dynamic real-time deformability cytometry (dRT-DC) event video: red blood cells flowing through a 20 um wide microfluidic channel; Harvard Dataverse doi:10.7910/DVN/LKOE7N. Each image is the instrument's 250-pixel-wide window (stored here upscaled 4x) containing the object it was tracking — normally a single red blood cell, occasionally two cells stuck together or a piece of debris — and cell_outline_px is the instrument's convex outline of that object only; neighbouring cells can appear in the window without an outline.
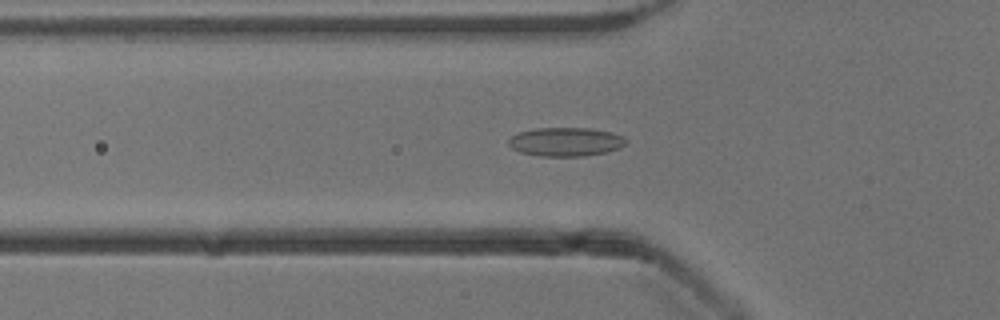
{"species": "common noctule bat (a hibernating species)", "species_latin": "Nyctalus noctula", "temperature_condition": "cold", "stored_images_in_passage": 48, "camera_frame_rate_fps": 3000, "um_per_image_px": 0.085, "animal": {"sex": "male", "body_mass_g": 13.3}, "frame": {"image": 1, "passage_image": 13, "time_ms": 4.0, "image_size_px": [1000, 320], "cell_outline_px": [[624, 144], [620, 148], [608, 152], [584, 156], [540, 156], [520, 152], [512, 148], [508, 144], [508, 140], [512, 136], [520, 132], [536, 128], [588, 128], [612, 132], [624, 136]], "centroid_in_image_um": [48.09, 12.06], "position_along_channel_um": 77.7, "area_um2": 19.65}}
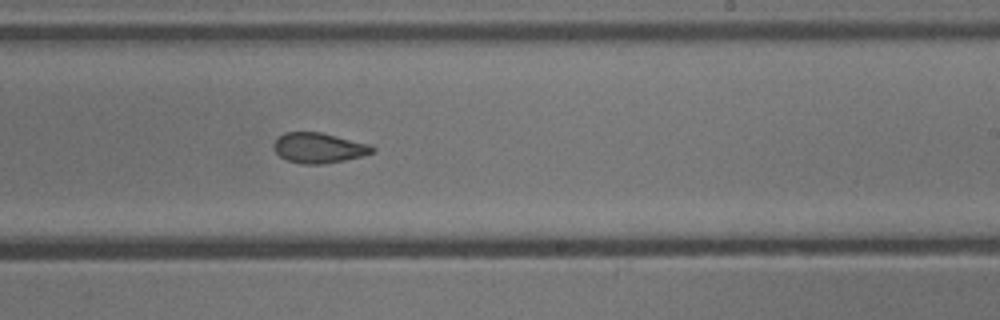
{"frame": {"image": 2, "passage_image": 27, "time_ms": 8.667, "image_size_px": [1000, 320], "cell_outline_px": [[376, 152], [364, 156], [324, 164], [300, 164], [288, 160], [280, 156], [276, 152], [272, 144], [284, 132], [320, 132], [372, 144], [376, 148]], "centroid_in_image_um": [27.16, 12.57], "position_along_channel_um": 261.8, "area_um2": 17.57}}
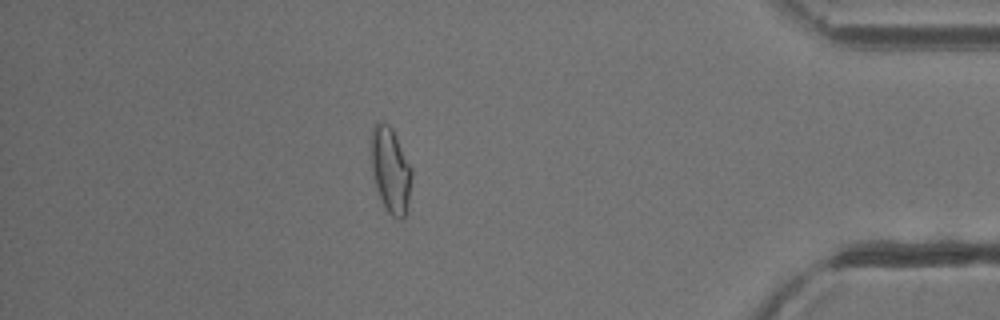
{"frame": {"image": 3, "passage_image": 41, "time_ms": 13.333, "image_size_px": [1000, 320], "cell_outline_px": [[412, 176], [408, 212], [400, 220], [392, 216], [388, 212], [376, 188], [372, 176], [368, 140], [372, 128], [376, 120], [380, 120], [388, 124], [392, 128], [412, 168]], "centroid_in_image_um": [33.16, 14.4], "position_along_channel_um": 402.0, "area_um2": 21.04}, "authors_computed_cell_mechanics": {"area_um2": 18.8428, "velocity_mm_per_s": 3.9322, "shape_relaxation_time_tau1_ms": null, "shape_relaxation_time_tau2_ms": 1.9583, "deformation_change_tau1": null, "deformation_change_tau2": 0.08}}